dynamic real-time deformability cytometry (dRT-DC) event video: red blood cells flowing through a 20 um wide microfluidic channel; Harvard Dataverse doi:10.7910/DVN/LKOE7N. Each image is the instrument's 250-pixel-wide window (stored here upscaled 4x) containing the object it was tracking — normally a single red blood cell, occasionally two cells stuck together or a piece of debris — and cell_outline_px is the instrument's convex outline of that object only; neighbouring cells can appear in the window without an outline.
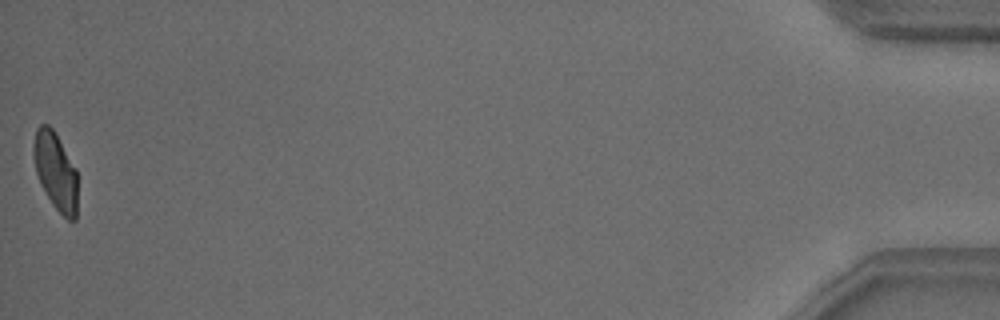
{"species": "common noctule bat (a hibernating species)", "species_latin": "Nyctalus noctula", "temperature_condition": "warm", "stored_images_in_passage": 41, "camera_frame_rate_fps": 3000, "um_per_image_px": 0.085, "animal": {"sex": "male", "body_mass_g": 18.8}, "frame": {"image": 1, "passage_image": 41, "time_ms": 13.333, "image_size_px": [1000, 320], "cell_outline_px": [[76, 220], [68, 220], [52, 204], [40, 184], [36, 172], [32, 152], [32, 144], [36, 128], [40, 124], [48, 124], [56, 132], [76, 168]], "centroid_in_image_um": [4.69, 14.49], "position_along_channel_um": 430.5, "area_um2": 20.06}, "authors_computed_cell_mechanics": {"area_um2": 21.5016, "velocity_mm_per_s": 3.7976, "shape_relaxation_time_tau1_ms": 3.8001, "shape_relaxation_time_tau2_ms": 1.068, "deformation_change_tau1": 0.143, "deformation_change_tau2": 0.0466}}